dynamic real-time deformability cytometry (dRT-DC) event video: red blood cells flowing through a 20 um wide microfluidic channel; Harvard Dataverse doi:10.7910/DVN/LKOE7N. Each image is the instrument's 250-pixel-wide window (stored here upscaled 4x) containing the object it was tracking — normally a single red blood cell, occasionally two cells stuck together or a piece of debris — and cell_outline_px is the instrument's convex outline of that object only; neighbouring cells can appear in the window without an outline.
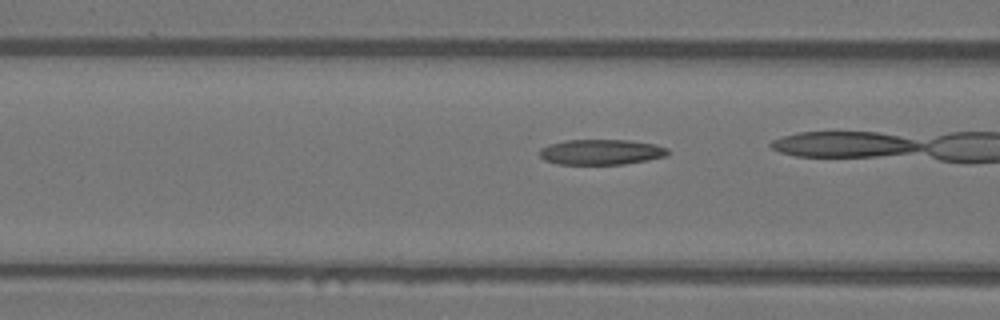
{"species": "Egyptian fruit bat (a non-hibernating species)", "species_latin": "Rousettus aegyptiacus", "temperature_condition": "warm", "stored_images_in_passage": 14, "camera_frame_rate_fps": 3000, "um_per_image_px": 0.085, "animal": {"sex": "female"}, "frame": {"image": 1, "passage_image": 4, "time_ms": 1.0, "image_size_px": [1000, 320], "cell_outline_px": [[668, 156], [648, 160], [624, 164], [556, 164], [544, 160], [540, 156], [540, 148], [548, 144], [564, 140], [628, 140], [656, 144], [668, 148]], "centroid_in_image_um": [51.1, 12.92], "position_along_channel_um": 115.5, "area_um2": 19.13}}
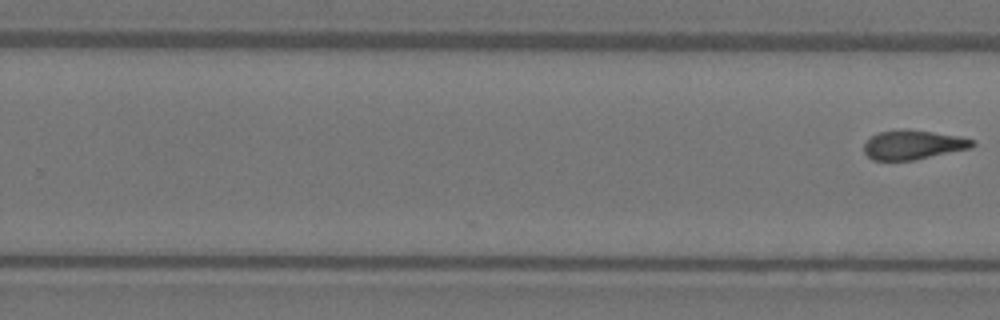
{"frame": {"image": 2, "passage_image": 14, "time_ms": 4.333, "image_size_px": [1000, 320], "cell_outline_px": [[976, 144], [972, 148], [912, 160], [872, 160], [864, 152], [864, 144], [872, 136], [880, 132], [932, 132], [960, 136], [976, 140]], "centroid_in_image_um": [77.68, 12.35], "position_along_channel_um": 252.1, "area_um2": 17.74}}